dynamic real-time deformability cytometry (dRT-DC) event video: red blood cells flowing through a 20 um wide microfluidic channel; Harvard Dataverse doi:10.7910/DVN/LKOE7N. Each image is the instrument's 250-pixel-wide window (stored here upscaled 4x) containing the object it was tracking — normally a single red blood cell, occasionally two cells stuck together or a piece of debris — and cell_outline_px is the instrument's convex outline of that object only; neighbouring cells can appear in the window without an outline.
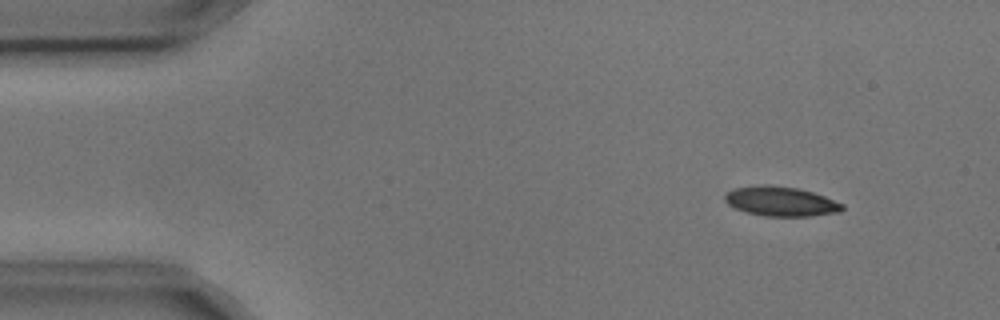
{"species": "common noctule bat (a hibernating species)", "species_latin": "Nyctalus noctula", "temperature_condition": "cold", "stored_images_in_passage": 6, "camera_frame_rate_fps": 3000, "um_per_image_px": 0.085, "animal": {"sex": "male", "body_mass_g": 17.9, "forearm_length_mm": 54.2}, "frame": {"image": 1, "passage_image": 1, "time_ms": 0.0, "image_size_px": [1000, 320], "cell_outline_px": [[844, 208], [840, 212], [812, 216], [764, 216], [748, 212], [736, 208], [728, 204], [724, 200], [724, 196], [732, 188], [764, 184], [768, 184], [800, 188], [824, 196], [844, 204]], "centroid_in_image_um": [66.38, 17.1], "position_along_channel_um": 18.6, "area_um2": 20.35}}
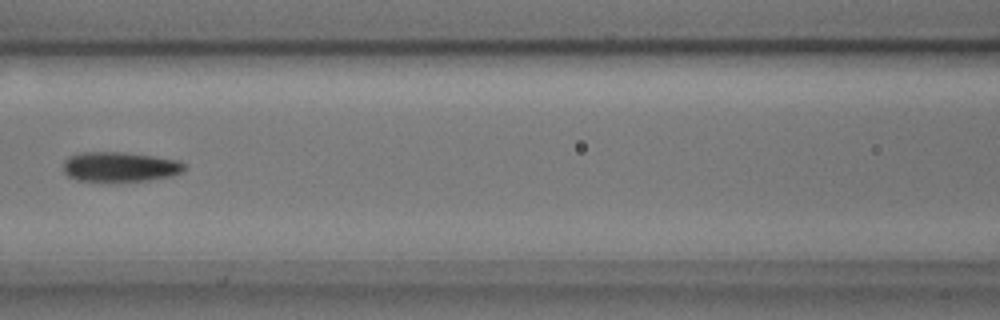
{"frame": {"image": 2, "passage_image": 6, "time_ms": 1.667, "image_size_px": [1000, 320], "cell_outline_px": [[184, 168], [180, 172], [172, 176], [148, 180], [76, 180], [68, 176], [64, 172], [64, 160], [68, 156], [84, 152], [124, 152], [180, 160], [184, 164]], "centroid_in_image_um": [10.18, 14.16], "position_along_channel_um": 156.4, "area_um2": 20.69}}